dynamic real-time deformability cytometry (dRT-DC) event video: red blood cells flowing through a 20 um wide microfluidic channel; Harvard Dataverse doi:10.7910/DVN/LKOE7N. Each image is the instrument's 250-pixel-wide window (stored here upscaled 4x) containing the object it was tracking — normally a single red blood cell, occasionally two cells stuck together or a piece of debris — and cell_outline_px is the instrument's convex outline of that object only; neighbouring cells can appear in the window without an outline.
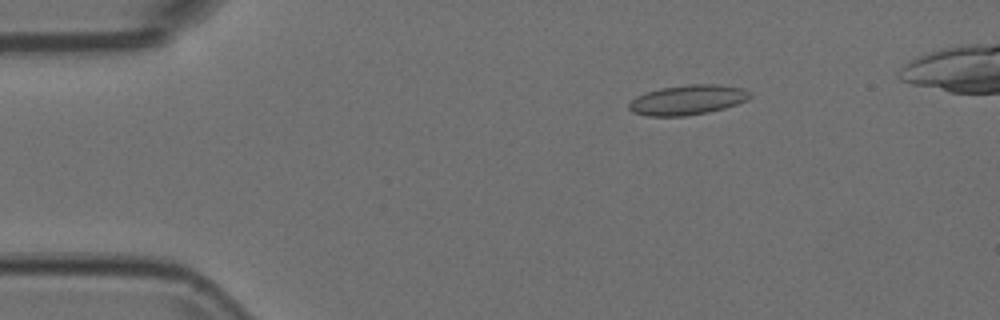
{"species": "Egyptian fruit bat (a non-hibernating species)", "species_latin": "Rousettus aegyptiacus", "temperature_condition": "room temperature", "stored_images_in_passage": 18, "camera_frame_rate_fps": 3000, "um_per_image_px": 0.085, "animal": {"sex": "female"}, "frame": {"image": 1, "passage_image": 4, "time_ms": 1.0, "image_size_px": [1000, 320], "cell_outline_px": [[752, 96], [748, 100], [724, 108], [708, 112], [684, 116], [648, 116], [632, 112], [628, 108], [628, 104], [636, 96], [660, 88], [688, 84], [716, 84], [744, 88]], "centroid_in_image_um": [58.44, 8.49], "position_along_channel_um": 26.6, "area_um2": 21.04}}
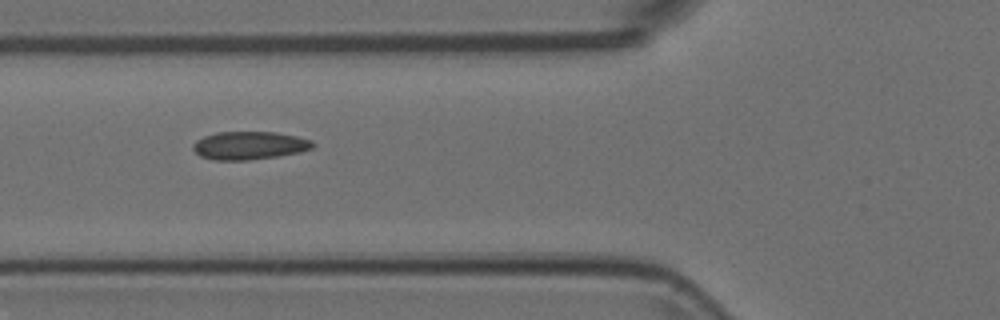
{"frame": {"image": 2, "passage_image": 15, "time_ms": 4.667, "image_size_px": [1000, 320], "cell_outline_px": [[316, 144], [312, 148], [300, 152], [276, 156], [248, 160], [212, 160], [200, 156], [192, 148], [192, 144], [196, 140], [204, 136], [216, 132], [276, 132], [296, 136], [312, 140]], "centroid_in_image_um": [21.18, 12.36], "position_along_channel_um": 104.6, "area_um2": 19.65}}
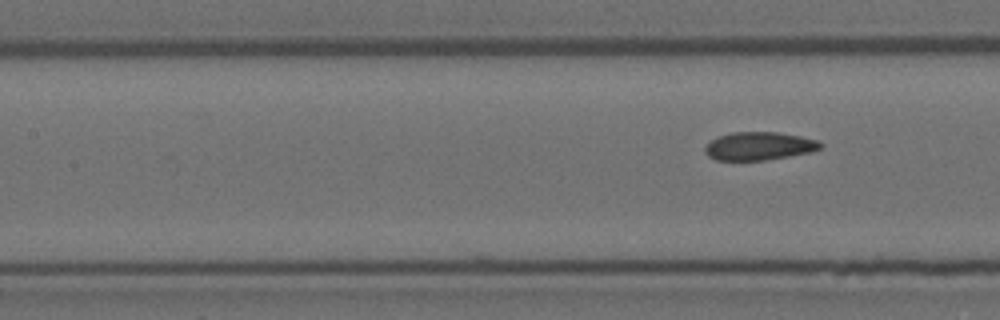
{"frame": {"image": 3, "passage_image": 18, "time_ms": 5.667, "image_size_px": [1000, 320], "cell_outline_px": [[824, 144], [820, 148], [808, 152], [788, 156], [764, 160], [716, 160], [708, 156], [704, 152], [704, 148], [716, 136], [732, 132], [776, 132], [800, 136], [816, 140]], "centroid_in_image_um": [64.48, 12.41], "position_along_channel_um": 142.9, "area_um2": 18.79}}